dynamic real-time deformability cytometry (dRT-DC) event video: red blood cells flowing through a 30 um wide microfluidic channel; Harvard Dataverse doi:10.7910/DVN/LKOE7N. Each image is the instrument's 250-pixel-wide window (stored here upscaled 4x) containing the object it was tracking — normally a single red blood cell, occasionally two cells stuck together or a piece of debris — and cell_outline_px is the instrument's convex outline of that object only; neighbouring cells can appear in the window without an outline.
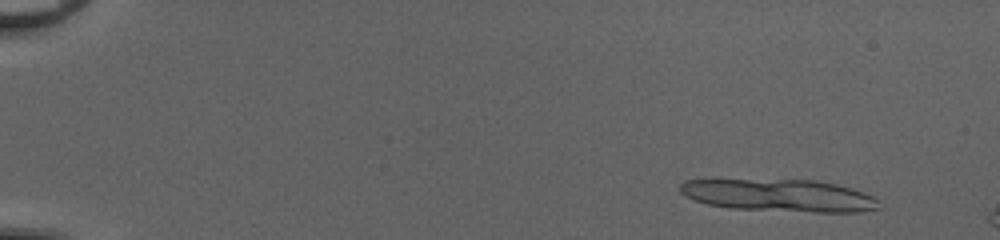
{"species": "common noctule bat (a hibernating species)", "species_latin": "Nyctalus noctula", "temperature_condition": "cold", "stored_images_in_passage": 16, "camera_frame_rate_fps": 3000, "um_per_image_px": 0.085, "animal": {"sex": "female", "body_mass_g": 20.0, "forearm_length_mm": 54.0}, "frame": {"image": 1, "passage_image": 5, "time_ms": 1.333, "image_size_px": [1000, 240], "cell_outline_px": [[880, 208], [860, 212], [816, 212], [732, 208], [708, 204], [696, 200], [680, 192], [680, 184], [684, 180], [816, 180], [836, 184], [852, 188], [872, 196], [876, 200]], "centroid_in_image_um": [66.27, 16.61], "position_along_channel_um": 18.7, "area_um2": 36.99}}